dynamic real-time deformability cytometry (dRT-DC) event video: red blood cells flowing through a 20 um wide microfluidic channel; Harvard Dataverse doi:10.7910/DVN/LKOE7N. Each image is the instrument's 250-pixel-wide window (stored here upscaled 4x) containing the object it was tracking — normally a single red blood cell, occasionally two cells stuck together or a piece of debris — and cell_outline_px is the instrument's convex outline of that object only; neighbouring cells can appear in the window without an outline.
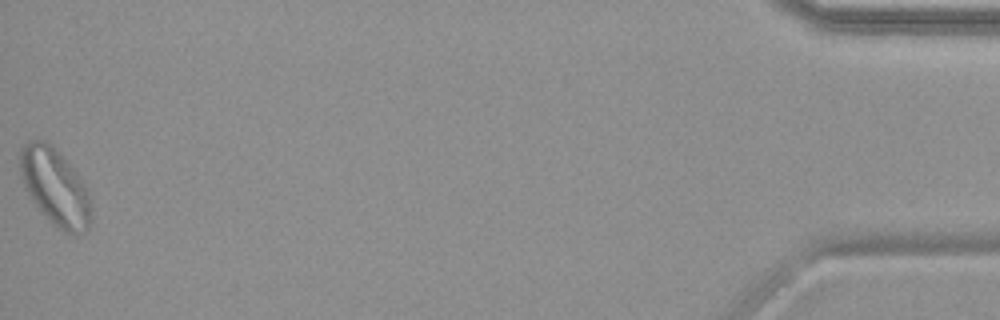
{"species": "common noctule bat (a hibernating species)", "species_latin": "Nyctalus noctula", "temperature_condition": "warm", "stored_images_in_passage": 40, "camera_frame_rate_fps": 3000, "um_per_image_px": 0.085, "animal": {"sex": "female", "body_mass_g": 19.9}, "frame": {"image": 1, "passage_image": 40, "time_ms": 13.0, "image_size_px": [1000, 320], "cell_outline_px": [[92, 216], [88, 228], [84, 232], [72, 236], [64, 232], [52, 224], [32, 200], [24, 188], [20, 168], [20, 148], [28, 140], [44, 140], [52, 144], [60, 152], [76, 172], [88, 188], [92, 208]], "centroid_in_image_um": [4.71, 15.9], "position_along_channel_um": 430.5, "area_um2": 32.31}, "authors_computed_cell_mechanics": {"area_um2": 19.6809, "velocity_mm_per_s": 3.6907, "shape_relaxation_time_tau1_ms": null, "shape_relaxation_time_tau2_ms": 3.3003, "deformation_change_tau1": null, "deformation_change_tau2": 0.112}}